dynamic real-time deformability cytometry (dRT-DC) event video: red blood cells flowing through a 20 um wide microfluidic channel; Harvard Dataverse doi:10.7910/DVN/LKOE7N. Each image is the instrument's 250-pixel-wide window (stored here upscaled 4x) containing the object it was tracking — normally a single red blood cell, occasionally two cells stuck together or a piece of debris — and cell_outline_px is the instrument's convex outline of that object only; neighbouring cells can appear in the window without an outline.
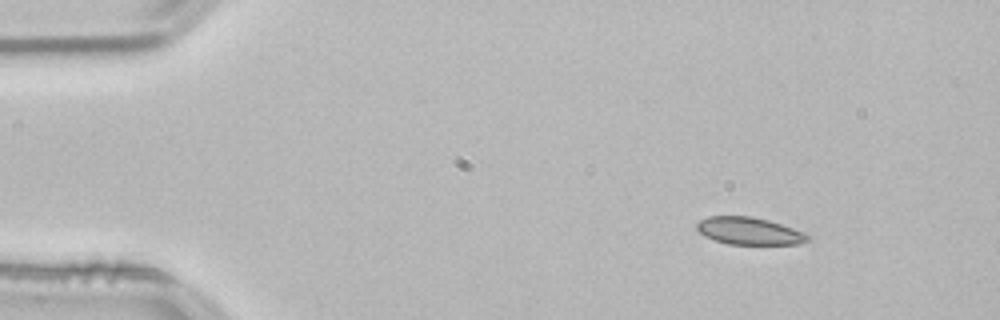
{"species": "common noctule bat (a hibernating species)", "species_latin": "Nyctalus noctula", "temperature_condition": "room temperature", "stored_images_in_passage": 47, "camera_frame_rate_fps": 3000, "um_per_image_px": 0.085, "animal": {"sex": "male", "body_mass_g": 21.5, "forearm_length_mm": 52.0}, "frame": {"image": 1, "passage_image": 1, "time_ms": 0.0, "image_size_px": [1000, 320], "cell_outline_px": [[812, 236], [808, 240], [800, 244], [728, 244], [704, 236], [696, 228], [696, 224], [700, 220], [708, 216], [752, 216], [768, 220], [804, 232]], "centroid_in_image_um": [63.68, 19.63], "position_along_channel_um": 21.3, "area_um2": 17.63}}
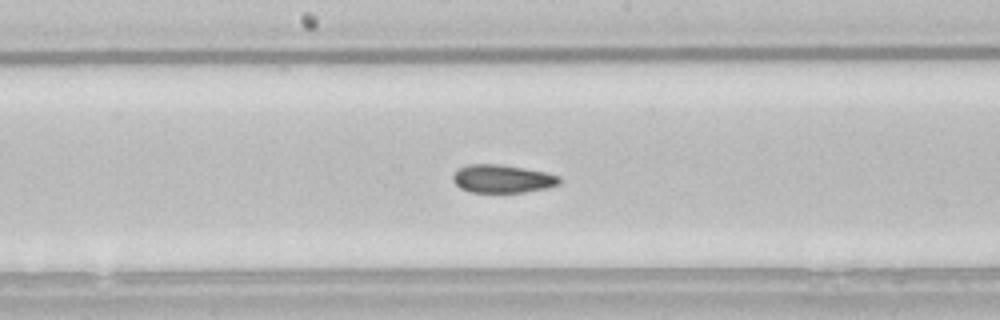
{"frame": {"image": 2, "passage_image": 22, "time_ms": 7.0, "image_size_px": [1000, 320], "cell_outline_px": [[560, 184], [548, 188], [524, 192], [468, 192], [460, 188], [452, 180], [452, 176], [464, 164], [500, 164], [524, 168], [544, 172], [560, 176]], "centroid_in_image_um": [42.69, 15.19], "position_along_channel_um": 205.5, "area_um2": 17.51}}
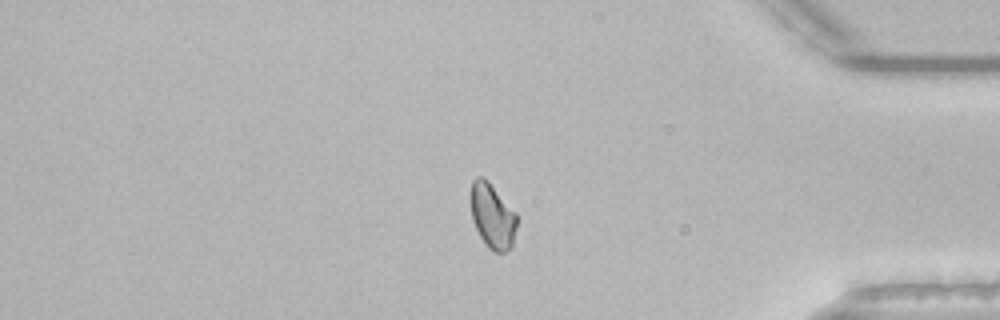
{"frame": {"image": 3, "passage_image": 39, "time_ms": 12.667, "image_size_px": [1000, 320], "cell_outline_px": [[516, 228], [512, 248], [504, 252], [492, 252], [488, 248], [480, 236], [472, 220], [472, 180], [476, 176], [484, 176], [488, 180], [516, 212]], "centroid_in_image_um": [41.87, 18.37], "position_along_channel_um": 393.3, "area_um2": 17.46}, "authors_computed_cell_mechanics": {"area_um2": 17.918, "velocity_mm_per_s": 3.8201, "shape_relaxation_time_tau1_ms": null, "shape_relaxation_time_tau2_ms": 3.4371, "deformation_change_tau1": null, "deformation_change_tau2": 0.0627}}